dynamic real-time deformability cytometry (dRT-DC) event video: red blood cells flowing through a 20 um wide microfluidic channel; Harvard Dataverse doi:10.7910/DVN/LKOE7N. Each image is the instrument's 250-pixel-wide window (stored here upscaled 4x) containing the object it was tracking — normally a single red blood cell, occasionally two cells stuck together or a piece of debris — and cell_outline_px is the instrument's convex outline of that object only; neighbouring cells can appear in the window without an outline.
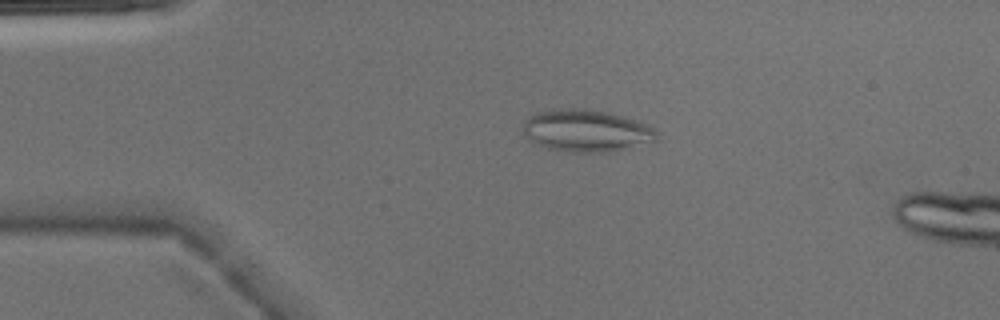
{"species": "Egyptian fruit bat (a non-hibernating species)", "species_latin": "Rousettus aegyptiacus", "temperature_condition": "warm", "stored_images_in_passage": 14, "camera_frame_rate_fps": 3000, "um_per_image_px": 0.085, "animal": {"sex": "male"}, "frame": {"image": 1, "passage_image": 10, "time_ms": 3.0, "image_size_px": [1000, 320], "cell_outline_px": [[656, 140], [616, 152], [572, 152], [548, 148], [536, 144], [528, 140], [524, 136], [524, 120], [528, 116], [536, 112], [552, 108], [588, 108], [612, 112], [640, 120], [656, 128]], "centroid_in_image_um": [49.85, 11.08], "position_along_channel_um": 35.2, "area_um2": 33.7}}